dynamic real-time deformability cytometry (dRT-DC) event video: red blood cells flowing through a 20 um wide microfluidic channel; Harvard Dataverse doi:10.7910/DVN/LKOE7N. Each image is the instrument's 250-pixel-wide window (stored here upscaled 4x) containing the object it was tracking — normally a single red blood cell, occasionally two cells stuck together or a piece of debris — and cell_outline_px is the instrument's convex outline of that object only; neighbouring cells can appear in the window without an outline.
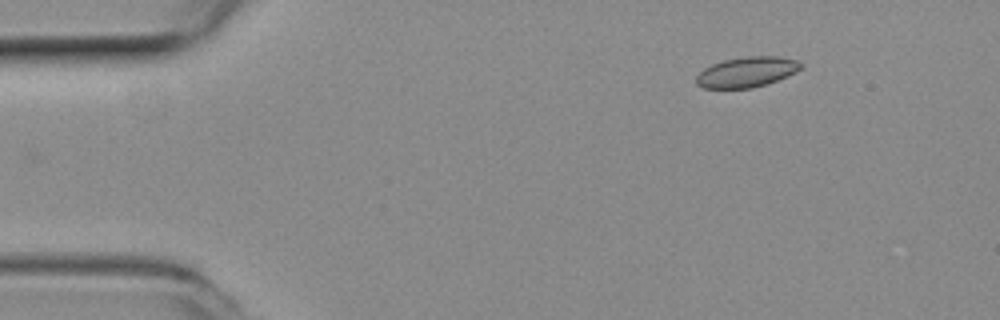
{"species": "common noctule bat (a hibernating species)", "species_latin": "Nyctalus noctula", "temperature_condition": "room temperature", "stored_images_in_passage": 8, "camera_frame_rate_fps": 3000, "um_per_image_px": 0.085, "animal": {"sex": "female", "body_mass_g": 19.3, "forearm_length_mm": 54.1}, "frame": {"image": 1, "passage_image": 1, "time_ms": 0.0, "image_size_px": [1000, 320], "cell_outline_px": [[804, 68], [796, 72], [776, 80], [752, 88], [704, 88], [696, 84], [696, 76], [704, 68], [712, 64], [724, 60], [748, 56], [780, 56], [796, 60], [804, 64]], "centroid_in_image_um": [63.49, 6.11], "position_along_channel_um": 21.5, "area_um2": 18.44}}